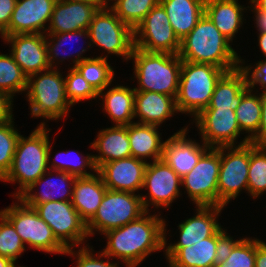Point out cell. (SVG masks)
<instances>
[{"label":"cell","mask_w":266,"mask_h":267,"mask_svg":"<svg viewBox=\"0 0 266 267\" xmlns=\"http://www.w3.org/2000/svg\"><path fill=\"white\" fill-rule=\"evenodd\" d=\"M150 213L146 211L138 219L104 233L107 244L103 253L123 262V266L138 267L151 253L164 250L165 219Z\"/></svg>","instance_id":"cell-1"},{"label":"cell","mask_w":266,"mask_h":267,"mask_svg":"<svg viewBox=\"0 0 266 267\" xmlns=\"http://www.w3.org/2000/svg\"><path fill=\"white\" fill-rule=\"evenodd\" d=\"M183 61L211 64L226 72L240 67V55L204 13L192 31L181 40Z\"/></svg>","instance_id":"cell-2"},{"label":"cell","mask_w":266,"mask_h":267,"mask_svg":"<svg viewBox=\"0 0 266 267\" xmlns=\"http://www.w3.org/2000/svg\"><path fill=\"white\" fill-rule=\"evenodd\" d=\"M46 124L44 120L40 122L28 137L20 134L12 166L1 180L4 183L19 184L18 189L11 195L14 198L19 197L49 170L48 148L51 131Z\"/></svg>","instance_id":"cell-3"},{"label":"cell","mask_w":266,"mask_h":267,"mask_svg":"<svg viewBox=\"0 0 266 267\" xmlns=\"http://www.w3.org/2000/svg\"><path fill=\"white\" fill-rule=\"evenodd\" d=\"M129 60H133L135 91H150L176 99L179 88L182 60L178 54L148 52L134 47Z\"/></svg>","instance_id":"cell-4"},{"label":"cell","mask_w":266,"mask_h":267,"mask_svg":"<svg viewBox=\"0 0 266 267\" xmlns=\"http://www.w3.org/2000/svg\"><path fill=\"white\" fill-rule=\"evenodd\" d=\"M59 68H49L28 76L26 99L31 118L60 120L73 107L66 97L65 77ZM48 120V121H47Z\"/></svg>","instance_id":"cell-5"},{"label":"cell","mask_w":266,"mask_h":267,"mask_svg":"<svg viewBox=\"0 0 266 267\" xmlns=\"http://www.w3.org/2000/svg\"><path fill=\"white\" fill-rule=\"evenodd\" d=\"M226 71L211 64L182 60L176 107L193 119L208 107L215 85Z\"/></svg>","instance_id":"cell-6"},{"label":"cell","mask_w":266,"mask_h":267,"mask_svg":"<svg viewBox=\"0 0 266 267\" xmlns=\"http://www.w3.org/2000/svg\"><path fill=\"white\" fill-rule=\"evenodd\" d=\"M2 209V215L13 225L24 244L45 253L64 255L67 249L56 239L51 227L37 211L18 197Z\"/></svg>","instance_id":"cell-7"},{"label":"cell","mask_w":266,"mask_h":267,"mask_svg":"<svg viewBox=\"0 0 266 267\" xmlns=\"http://www.w3.org/2000/svg\"><path fill=\"white\" fill-rule=\"evenodd\" d=\"M88 32L91 46H99L107 52V55L102 53L96 57L107 59L113 54L128 62L135 47L134 29L122 22L108 6L101 7L94 15Z\"/></svg>","instance_id":"cell-8"},{"label":"cell","mask_w":266,"mask_h":267,"mask_svg":"<svg viewBox=\"0 0 266 267\" xmlns=\"http://www.w3.org/2000/svg\"><path fill=\"white\" fill-rule=\"evenodd\" d=\"M140 194L107 189L94 217L86 224L88 236L122 227L145 213Z\"/></svg>","instance_id":"cell-9"},{"label":"cell","mask_w":266,"mask_h":267,"mask_svg":"<svg viewBox=\"0 0 266 267\" xmlns=\"http://www.w3.org/2000/svg\"><path fill=\"white\" fill-rule=\"evenodd\" d=\"M26 205L37 211L66 249L89 245V243L85 244L86 238L89 237L86 223L80 218L71 201H49Z\"/></svg>","instance_id":"cell-10"},{"label":"cell","mask_w":266,"mask_h":267,"mask_svg":"<svg viewBox=\"0 0 266 267\" xmlns=\"http://www.w3.org/2000/svg\"><path fill=\"white\" fill-rule=\"evenodd\" d=\"M250 164V142L238 146L220 147V170L218 178V206L225 207L248 193V169Z\"/></svg>","instance_id":"cell-11"},{"label":"cell","mask_w":266,"mask_h":267,"mask_svg":"<svg viewBox=\"0 0 266 267\" xmlns=\"http://www.w3.org/2000/svg\"><path fill=\"white\" fill-rule=\"evenodd\" d=\"M220 170V147L209 148L195 167L181 178L190 201L195 205L218 206V178Z\"/></svg>","instance_id":"cell-12"},{"label":"cell","mask_w":266,"mask_h":267,"mask_svg":"<svg viewBox=\"0 0 266 267\" xmlns=\"http://www.w3.org/2000/svg\"><path fill=\"white\" fill-rule=\"evenodd\" d=\"M134 46L148 52L179 54L181 41L160 2L134 28Z\"/></svg>","instance_id":"cell-13"},{"label":"cell","mask_w":266,"mask_h":267,"mask_svg":"<svg viewBox=\"0 0 266 267\" xmlns=\"http://www.w3.org/2000/svg\"><path fill=\"white\" fill-rule=\"evenodd\" d=\"M193 120L200 139L209 148L223 146H238L249 143L250 140L244 136L238 142L241 129L236 120L235 111L231 108H205Z\"/></svg>","instance_id":"cell-14"},{"label":"cell","mask_w":266,"mask_h":267,"mask_svg":"<svg viewBox=\"0 0 266 267\" xmlns=\"http://www.w3.org/2000/svg\"><path fill=\"white\" fill-rule=\"evenodd\" d=\"M181 187V177L163 159L148 162L142 190L149 193L140 195L145 211H150L151 205L154 209L169 208L182 195Z\"/></svg>","instance_id":"cell-15"},{"label":"cell","mask_w":266,"mask_h":267,"mask_svg":"<svg viewBox=\"0 0 266 267\" xmlns=\"http://www.w3.org/2000/svg\"><path fill=\"white\" fill-rule=\"evenodd\" d=\"M196 213L191 218L185 219L177 227L179 238L177 243L167 244V221L164 220V248H182L194 245L199 241L212 237L221 227L218 217L224 210L223 206L196 205Z\"/></svg>","instance_id":"cell-16"},{"label":"cell","mask_w":266,"mask_h":267,"mask_svg":"<svg viewBox=\"0 0 266 267\" xmlns=\"http://www.w3.org/2000/svg\"><path fill=\"white\" fill-rule=\"evenodd\" d=\"M1 39L11 46L9 52L27 77L51 68L45 34H15Z\"/></svg>","instance_id":"cell-17"},{"label":"cell","mask_w":266,"mask_h":267,"mask_svg":"<svg viewBox=\"0 0 266 267\" xmlns=\"http://www.w3.org/2000/svg\"><path fill=\"white\" fill-rule=\"evenodd\" d=\"M57 0H17L7 35L45 34Z\"/></svg>","instance_id":"cell-18"},{"label":"cell","mask_w":266,"mask_h":267,"mask_svg":"<svg viewBox=\"0 0 266 267\" xmlns=\"http://www.w3.org/2000/svg\"><path fill=\"white\" fill-rule=\"evenodd\" d=\"M101 7H104V2L57 0L45 34L88 30Z\"/></svg>","instance_id":"cell-19"},{"label":"cell","mask_w":266,"mask_h":267,"mask_svg":"<svg viewBox=\"0 0 266 267\" xmlns=\"http://www.w3.org/2000/svg\"><path fill=\"white\" fill-rule=\"evenodd\" d=\"M148 162L133 156L106 162L97 168L103 183L110 190L139 194L143 187Z\"/></svg>","instance_id":"cell-20"},{"label":"cell","mask_w":266,"mask_h":267,"mask_svg":"<svg viewBox=\"0 0 266 267\" xmlns=\"http://www.w3.org/2000/svg\"><path fill=\"white\" fill-rule=\"evenodd\" d=\"M189 126L165 140L162 159L182 178L197 164L199 158L209 149L202 141L198 143L189 138ZM188 135V138H187Z\"/></svg>","instance_id":"cell-21"},{"label":"cell","mask_w":266,"mask_h":267,"mask_svg":"<svg viewBox=\"0 0 266 267\" xmlns=\"http://www.w3.org/2000/svg\"><path fill=\"white\" fill-rule=\"evenodd\" d=\"M53 175H55V178ZM75 179V176L66 172L47 170V172L18 198L25 204H42L49 201H72ZM39 185L42 187L41 191L36 189Z\"/></svg>","instance_id":"cell-22"},{"label":"cell","mask_w":266,"mask_h":267,"mask_svg":"<svg viewBox=\"0 0 266 267\" xmlns=\"http://www.w3.org/2000/svg\"><path fill=\"white\" fill-rule=\"evenodd\" d=\"M176 113V99L172 96L150 92L135 91L134 118L137 123L160 127Z\"/></svg>","instance_id":"cell-23"},{"label":"cell","mask_w":266,"mask_h":267,"mask_svg":"<svg viewBox=\"0 0 266 267\" xmlns=\"http://www.w3.org/2000/svg\"><path fill=\"white\" fill-rule=\"evenodd\" d=\"M90 148L98 153L94 155L97 168L106 162L131 157L127 125H114L99 130Z\"/></svg>","instance_id":"cell-24"},{"label":"cell","mask_w":266,"mask_h":267,"mask_svg":"<svg viewBox=\"0 0 266 267\" xmlns=\"http://www.w3.org/2000/svg\"><path fill=\"white\" fill-rule=\"evenodd\" d=\"M106 190L107 187L98 172L91 176L75 179L71 202L86 224L96 214Z\"/></svg>","instance_id":"cell-25"},{"label":"cell","mask_w":266,"mask_h":267,"mask_svg":"<svg viewBox=\"0 0 266 267\" xmlns=\"http://www.w3.org/2000/svg\"><path fill=\"white\" fill-rule=\"evenodd\" d=\"M217 232L194 245L164 248L166 262L174 267H214L216 264Z\"/></svg>","instance_id":"cell-26"},{"label":"cell","mask_w":266,"mask_h":267,"mask_svg":"<svg viewBox=\"0 0 266 267\" xmlns=\"http://www.w3.org/2000/svg\"><path fill=\"white\" fill-rule=\"evenodd\" d=\"M247 8L249 6L240 5L238 0H205V14L231 43L243 27Z\"/></svg>","instance_id":"cell-27"},{"label":"cell","mask_w":266,"mask_h":267,"mask_svg":"<svg viewBox=\"0 0 266 267\" xmlns=\"http://www.w3.org/2000/svg\"><path fill=\"white\" fill-rule=\"evenodd\" d=\"M158 126L133 122L127 125L131 156L147 162L162 159L165 141ZM147 158V159H146Z\"/></svg>","instance_id":"cell-28"},{"label":"cell","mask_w":266,"mask_h":267,"mask_svg":"<svg viewBox=\"0 0 266 267\" xmlns=\"http://www.w3.org/2000/svg\"><path fill=\"white\" fill-rule=\"evenodd\" d=\"M175 35L181 41L205 13V0H160Z\"/></svg>","instance_id":"cell-29"},{"label":"cell","mask_w":266,"mask_h":267,"mask_svg":"<svg viewBox=\"0 0 266 267\" xmlns=\"http://www.w3.org/2000/svg\"><path fill=\"white\" fill-rule=\"evenodd\" d=\"M106 91L99 93V100L102 99V111L108 115L113 125L126 126L135 122L134 118V87L127 85H116ZM101 96V97H100Z\"/></svg>","instance_id":"cell-30"},{"label":"cell","mask_w":266,"mask_h":267,"mask_svg":"<svg viewBox=\"0 0 266 267\" xmlns=\"http://www.w3.org/2000/svg\"><path fill=\"white\" fill-rule=\"evenodd\" d=\"M249 89L247 76L241 67L225 72L217 81L207 108H231L235 111Z\"/></svg>","instance_id":"cell-31"},{"label":"cell","mask_w":266,"mask_h":267,"mask_svg":"<svg viewBox=\"0 0 266 267\" xmlns=\"http://www.w3.org/2000/svg\"><path fill=\"white\" fill-rule=\"evenodd\" d=\"M84 38L85 47H80L79 50H76L75 53H69L68 49L64 50L65 45L67 42L72 41V39H76L78 42L80 38ZM45 39H46V46H47V54H48V62L51 66V68H58L59 64H61L63 61L68 59H71L72 61V67H75L79 62L90 59L92 57H83V53H86L87 50L91 49V42H90V37H89V32L88 30H79V31H74V32H65V33H57V34H45ZM64 45V46H63ZM60 48H63V52H68V53H61ZM67 48V47H66ZM74 56V57H73ZM61 62V63H60ZM58 65V66H57Z\"/></svg>","instance_id":"cell-32"},{"label":"cell","mask_w":266,"mask_h":267,"mask_svg":"<svg viewBox=\"0 0 266 267\" xmlns=\"http://www.w3.org/2000/svg\"><path fill=\"white\" fill-rule=\"evenodd\" d=\"M52 143L53 142L50 141L49 148H48L49 170L66 172L70 175L75 176L76 178L91 176L97 172V167L94 162V154L91 155V153L90 154L87 153V155L84 154L85 155L84 156L82 155V153H80V151L79 152L77 150L70 151L66 149V151H61V152L56 153V156L52 159L51 158V154H52L51 151L53 148ZM72 153H73V157H72ZM90 171L93 173H91Z\"/></svg>","instance_id":"cell-33"},{"label":"cell","mask_w":266,"mask_h":267,"mask_svg":"<svg viewBox=\"0 0 266 267\" xmlns=\"http://www.w3.org/2000/svg\"><path fill=\"white\" fill-rule=\"evenodd\" d=\"M257 91V92H256ZM249 89L242 97L241 102L235 110L236 120L241 132L248 133L246 137L251 141L257 134L261 122V93Z\"/></svg>","instance_id":"cell-34"},{"label":"cell","mask_w":266,"mask_h":267,"mask_svg":"<svg viewBox=\"0 0 266 267\" xmlns=\"http://www.w3.org/2000/svg\"><path fill=\"white\" fill-rule=\"evenodd\" d=\"M75 68L98 93L114 81V69L106 58L92 57L79 62Z\"/></svg>","instance_id":"cell-35"},{"label":"cell","mask_w":266,"mask_h":267,"mask_svg":"<svg viewBox=\"0 0 266 267\" xmlns=\"http://www.w3.org/2000/svg\"><path fill=\"white\" fill-rule=\"evenodd\" d=\"M27 81V75L15 62L12 54L0 52V90L14 98L20 92L25 94Z\"/></svg>","instance_id":"cell-36"},{"label":"cell","mask_w":266,"mask_h":267,"mask_svg":"<svg viewBox=\"0 0 266 267\" xmlns=\"http://www.w3.org/2000/svg\"><path fill=\"white\" fill-rule=\"evenodd\" d=\"M266 192V145L250 142L248 195L256 199Z\"/></svg>","instance_id":"cell-37"},{"label":"cell","mask_w":266,"mask_h":267,"mask_svg":"<svg viewBox=\"0 0 266 267\" xmlns=\"http://www.w3.org/2000/svg\"><path fill=\"white\" fill-rule=\"evenodd\" d=\"M160 0H114L108 7L133 29Z\"/></svg>","instance_id":"cell-38"},{"label":"cell","mask_w":266,"mask_h":267,"mask_svg":"<svg viewBox=\"0 0 266 267\" xmlns=\"http://www.w3.org/2000/svg\"><path fill=\"white\" fill-rule=\"evenodd\" d=\"M14 117L0 124V181L9 172L20 134L14 126Z\"/></svg>","instance_id":"cell-39"},{"label":"cell","mask_w":266,"mask_h":267,"mask_svg":"<svg viewBox=\"0 0 266 267\" xmlns=\"http://www.w3.org/2000/svg\"><path fill=\"white\" fill-rule=\"evenodd\" d=\"M69 69L65 76V90L66 97L72 106L82 100H96L99 98V93L86 81L75 67H69Z\"/></svg>","instance_id":"cell-40"},{"label":"cell","mask_w":266,"mask_h":267,"mask_svg":"<svg viewBox=\"0 0 266 267\" xmlns=\"http://www.w3.org/2000/svg\"><path fill=\"white\" fill-rule=\"evenodd\" d=\"M26 247L13 225L2 215L0 217V255L16 263Z\"/></svg>","instance_id":"cell-41"},{"label":"cell","mask_w":266,"mask_h":267,"mask_svg":"<svg viewBox=\"0 0 266 267\" xmlns=\"http://www.w3.org/2000/svg\"><path fill=\"white\" fill-rule=\"evenodd\" d=\"M256 238L244 237L232 250L225 262L214 267H255Z\"/></svg>","instance_id":"cell-42"},{"label":"cell","mask_w":266,"mask_h":267,"mask_svg":"<svg viewBox=\"0 0 266 267\" xmlns=\"http://www.w3.org/2000/svg\"><path fill=\"white\" fill-rule=\"evenodd\" d=\"M93 248L90 245L82 246L80 249L78 247L76 251L74 250L75 248H69L64 255L75 257L76 267H119L120 263L111 261L110 257L103 253L102 250L97 254L93 253Z\"/></svg>","instance_id":"cell-43"},{"label":"cell","mask_w":266,"mask_h":267,"mask_svg":"<svg viewBox=\"0 0 266 267\" xmlns=\"http://www.w3.org/2000/svg\"><path fill=\"white\" fill-rule=\"evenodd\" d=\"M245 58L242 59L240 57V67L244 70L246 76H247V83L251 90L256 89L255 87H258L263 92H266V59L260 60L256 62L253 66L251 64L246 65L245 64ZM253 67V68H252Z\"/></svg>","instance_id":"cell-44"},{"label":"cell","mask_w":266,"mask_h":267,"mask_svg":"<svg viewBox=\"0 0 266 267\" xmlns=\"http://www.w3.org/2000/svg\"><path fill=\"white\" fill-rule=\"evenodd\" d=\"M227 233V229L221 227L217 231V245H216V264L225 262V260L230 256L233 248L243 239V237L234 239L230 234Z\"/></svg>","instance_id":"cell-45"},{"label":"cell","mask_w":266,"mask_h":267,"mask_svg":"<svg viewBox=\"0 0 266 267\" xmlns=\"http://www.w3.org/2000/svg\"><path fill=\"white\" fill-rule=\"evenodd\" d=\"M17 0H0V36H7V28Z\"/></svg>","instance_id":"cell-46"},{"label":"cell","mask_w":266,"mask_h":267,"mask_svg":"<svg viewBox=\"0 0 266 267\" xmlns=\"http://www.w3.org/2000/svg\"><path fill=\"white\" fill-rule=\"evenodd\" d=\"M13 98L0 90V124L6 123L14 117Z\"/></svg>","instance_id":"cell-47"},{"label":"cell","mask_w":266,"mask_h":267,"mask_svg":"<svg viewBox=\"0 0 266 267\" xmlns=\"http://www.w3.org/2000/svg\"><path fill=\"white\" fill-rule=\"evenodd\" d=\"M262 111L258 134L250 141L256 145H266V92L261 93Z\"/></svg>","instance_id":"cell-48"},{"label":"cell","mask_w":266,"mask_h":267,"mask_svg":"<svg viewBox=\"0 0 266 267\" xmlns=\"http://www.w3.org/2000/svg\"><path fill=\"white\" fill-rule=\"evenodd\" d=\"M250 6L248 8L249 11H252L254 16H253V21H255V24L257 29V32H266V12L259 11L250 1Z\"/></svg>","instance_id":"cell-49"},{"label":"cell","mask_w":266,"mask_h":267,"mask_svg":"<svg viewBox=\"0 0 266 267\" xmlns=\"http://www.w3.org/2000/svg\"><path fill=\"white\" fill-rule=\"evenodd\" d=\"M255 267H266V243L257 238Z\"/></svg>","instance_id":"cell-50"},{"label":"cell","mask_w":266,"mask_h":267,"mask_svg":"<svg viewBox=\"0 0 266 267\" xmlns=\"http://www.w3.org/2000/svg\"><path fill=\"white\" fill-rule=\"evenodd\" d=\"M258 46L261 53L266 57V32H258Z\"/></svg>","instance_id":"cell-51"},{"label":"cell","mask_w":266,"mask_h":267,"mask_svg":"<svg viewBox=\"0 0 266 267\" xmlns=\"http://www.w3.org/2000/svg\"><path fill=\"white\" fill-rule=\"evenodd\" d=\"M11 259L0 255V267H17Z\"/></svg>","instance_id":"cell-52"},{"label":"cell","mask_w":266,"mask_h":267,"mask_svg":"<svg viewBox=\"0 0 266 267\" xmlns=\"http://www.w3.org/2000/svg\"><path fill=\"white\" fill-rule=\"evenodd\" d=\"M259 11L266 12V0H249Z\"/></svg>","instance_id":"cell-53"},{"label":"cell","mask_w":266,"mask_h":267,"mask_svg":"<svg viewBox=\"0 0 266 267\" xmlns=\"http://www.w3.org/2000/svg\"><path fill=\"white\" fill-rule=\"evenodd\" d=\"M73 2H103V0H68Z\"/></svg>","instance_id":"cell-54"},{"label":"cell","mask_w":266,"mask_h":267,"mask_svg":"<svg viewBox=\"0 0 266 267\" xmlns=\"http://www.w3.org/2000/svg\"><path fill=\"white\" fill-rule=\"evenodd\" d=\"M114 0H103L104 6H109Z\"/></svg>","instance_id":"cell-55"},{"label":"cell","mask_w":266,"mask_h":267,"mask_svg":"<svg viewBox=\"0 0 266 267\" xmlns=\"http://www.w3.org/2000/svg\"><path fill=\"white\" fill-rule=\"evenodd\" d=\"M168 264V266L167 267H174V266H172L169 262L167 263Z\"/></svg>","instance_id":"cell-56"}]
</instances>
